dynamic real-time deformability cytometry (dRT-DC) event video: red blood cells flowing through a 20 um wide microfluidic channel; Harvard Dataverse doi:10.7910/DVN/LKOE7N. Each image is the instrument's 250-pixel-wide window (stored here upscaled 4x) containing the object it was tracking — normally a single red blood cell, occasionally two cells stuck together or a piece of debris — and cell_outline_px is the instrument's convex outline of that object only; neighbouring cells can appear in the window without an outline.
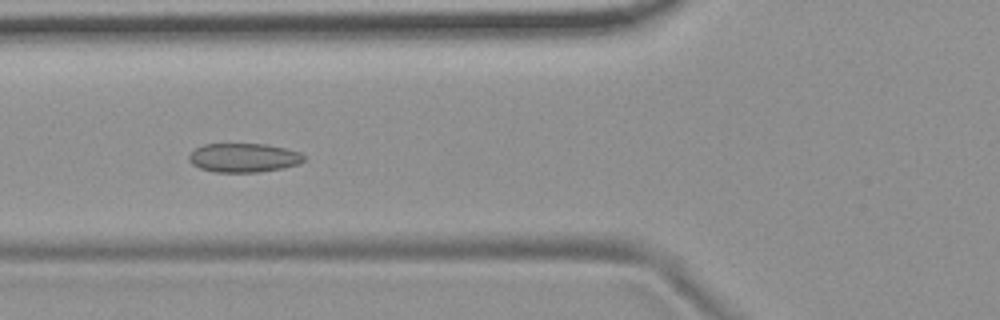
{"species": "common noctule bat (a hibernating species)", "species_latin": "Nyctalus noctula", "temperature_condition": "room temperature", "stored_images_in_passage": 49, "camera_frame_rate_fps": 3000, "um_per_image_px": 0.085, "animal": {"sex": "female", "body_mass_g": 19.9}, "frame": {"image": 1, "passage_image": 15, "time_ms": 4.667, "image_size_px": [1000, 320], "cell_outline_px": [[304, 160], [300, 164], [284, 168], [260, 172], [216, 172], [200, 168], [192, 164], [188, 160], [188, 156], [196, 148], [204, 144], [264, 144], [284, 148], [300, 152], [304, 156]], "centroid_in_image_um": [20.72, 13.41], "position_along_channel_um": 105.1, "area_um2": 19.42}}
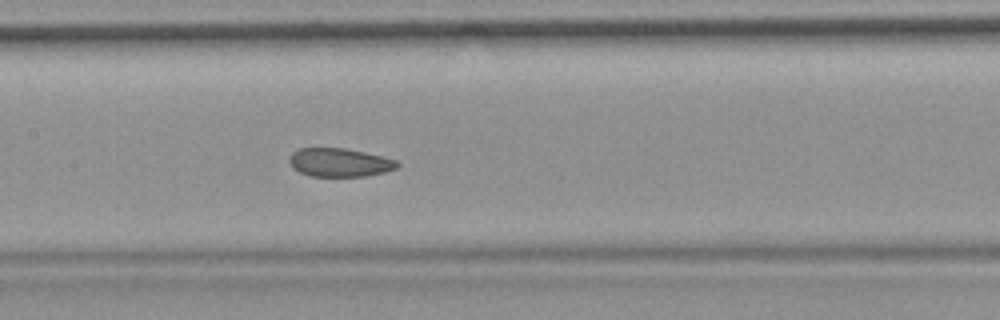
{"frame": {"image": 2, "passage_image": 21, "time_ms": 6.667, "image_size_px": [1000, 320], "cell_outline_px": [[400, 168], [384, 172], [364, 176], [312, 176], [300, 172], [292, 168], [288, 160], [292, 152], [300, 148], [344, 148], [384, 156], [396, 160], [400, 164]], "centroid_in_image_um": [28.88, 13.81], "position_along_channel_um": 178.5, "area_um2": 18.03}}
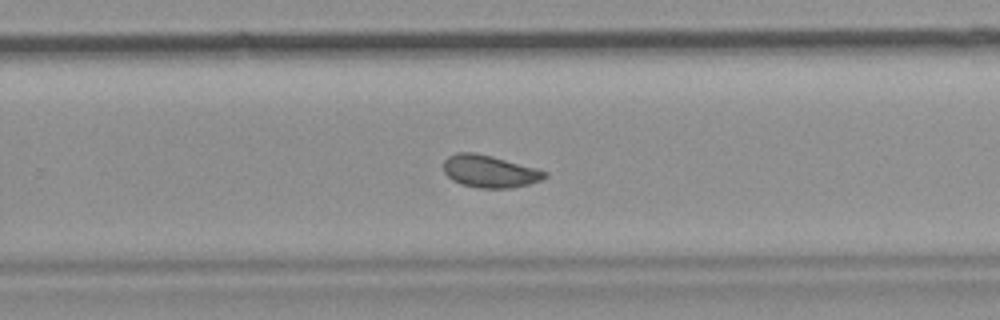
{"frame": {"image": 3, "passage_image": 30, "time_ms": 9.667, "image_size_px": [1000, 320], "cell_outline_px": [[548, 176], [540, 180], [528, 184], [508, 188], [480, 188], [460, 184], [452, 180], [444, 172], [444, 160], [448, 156], [456, 152], [476, 152], [492, 156], [536, 168], [548, 172]], "centroid_in_image_um": [41.6, 14.56], "position_along_channel_um": 288.2, "area_um2": 19.07}, "authors_computed_cell_mechanics": {"area_um2": 19.4208, "velocity_mm_per_s": 3.6729, "shape_relaxation_time_tau1_ms": null, "shape_relaxation_time_tau2_ms": 1.477, "deformation_change_tau1": null, "deformation_change_tau2": 0.0659}}